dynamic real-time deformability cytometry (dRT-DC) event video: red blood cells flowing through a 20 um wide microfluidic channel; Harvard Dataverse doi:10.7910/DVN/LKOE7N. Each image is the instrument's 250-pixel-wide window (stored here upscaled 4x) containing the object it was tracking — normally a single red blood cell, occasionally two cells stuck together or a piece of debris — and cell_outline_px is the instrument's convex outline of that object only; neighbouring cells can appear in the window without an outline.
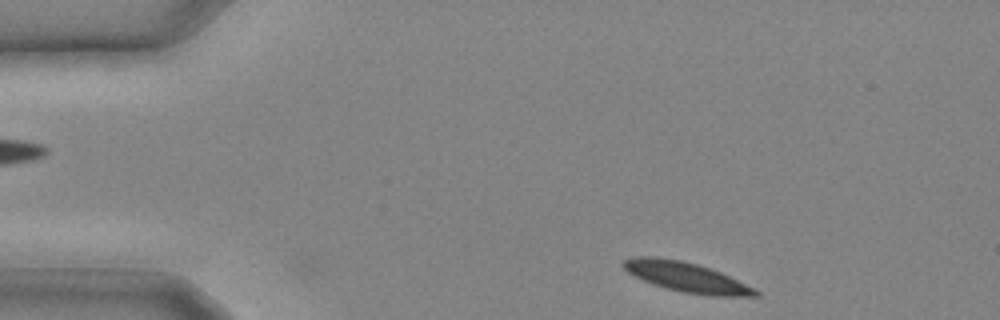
{"species": "common noctule bat (a hibernating species)", "species_latin": "Nyctalus noctula", "temperature_condition": "cold", "stored_images_in_passage": 12, "camera_frame_rate_fps": 3000, "um_per_image_px": 0.085, "animal": {"sex": "male", "body_mass_g": 20.4}, "frame": {"image": 1, "passage_image": 1, "time_ms": 0.0, "image_size_px": [1000, 320], "cell_outline_px": [[760, 296], [712, 296], [684, 292], [652, 284], [628, 272], [620, 264], [624, 260], [632, 256], [656, 256], [680, 260], [696, 264], [720, 272], [760, 292]], "centroid_in_image_um": [58.28, 23.54], "position_along_channel_um": 26.7, "area_um2": 22.54}}
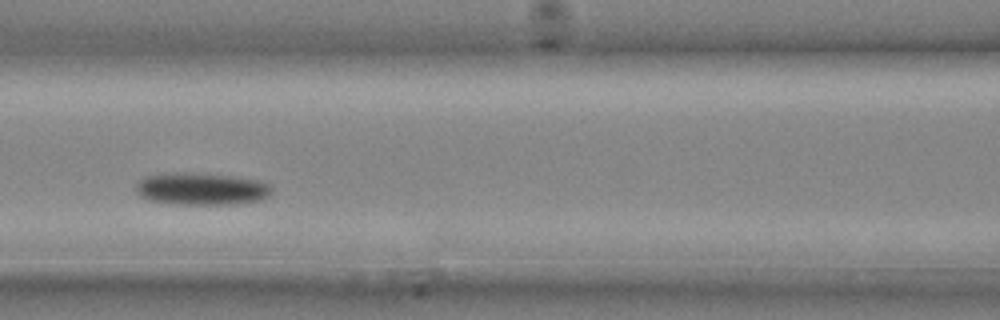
{"frame": {"image": 2, "passage_image": 9, "time_ms": 2.667, "image_size_px": [1000, 320], "cell_outline_px": [[272, 192], [268, 196], [260, 200], [232, 204], [172, 204], [148, 200], [140, 196], [136, 188], [136, 184], [144, 176], [176, 172], [188, 172], [232, 176], [260, 180], [268, 184], [272, 188]], "centroid_in_image_um": [17.11, 16.05], "position_along_channel_um": 149.5, "area_um2": 25.61}}
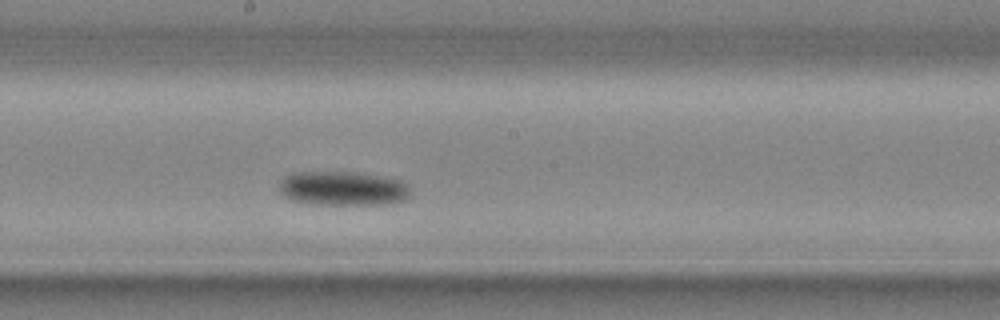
{"frame": {"image": 3, "passage_image": 12, "time_ms": 3.667, "image_size_px": [1000, 320], "cell_outline_px": [[408, 200], [388, 204], [312, 204], [292, 200], [284, 196], [280, 192], [280, 180], [284, 176], [292, 172], [356, 172], [400, 180], [408, 184]], "centroid_in_image_um": [29.12, 16.02], "position_along_channel_um": 219.1, "area_um2": 26.24}}